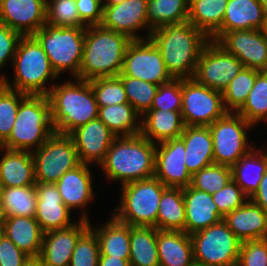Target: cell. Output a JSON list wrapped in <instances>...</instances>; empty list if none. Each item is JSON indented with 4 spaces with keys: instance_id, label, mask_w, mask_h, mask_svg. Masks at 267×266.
Listing matches in <instances>:
<instances>
[{
    "instance_id": "cell-1",
    "label": "cell",
    "mask_w": 267,
    "mask_h": 266,
    "mask_svg": "<svg viewBox=\"0 0 267 266\" xmlns=\"http://www.w3.org/2000/svg\"><path fill=\"white\" fill-rule=\"evenodd\" d=\"M150 39L159 48L167 71L173 78H193L200 53L210 40L190 22L152 30Z\"/></svg>"
},
{
    "instance_id": "cell-2",
    "label": "cell",
    "mask_w": 267,
    "mask_h": 266,
    "mask_svg": "<svg viewBox=\"0 0 267 266\" xmlns=\"http://www.w3.org/2000/svg\"><path fill=\"white\" fill-rule=\"evenodd\" d=\"M132 39L101 25L86 27L83 57L78 79L116 77L123 68L124 55Z\"/></svg>"
},
{
    "instance_id": "cell-3",
    "label": "cell",
    "mask_w": 267,
    "mask_h": 266,
    "mask_svg": "<svg viewBox=\"0 0 267 266\" xmlns=\"http://www.w3.org/2000/svg\"><path fill=\"white\" fill-rule=\"evenodd\" d=\"M156 144L141 134L115 137L100 163L110 180L126 184L155 175Z\"/></svg>"
},
{
    "instance_id": "cell-4",
    "label": "cell",
    "mask_w": 267,
    "mask_h": 266,
    "mask_svg": "<svg viewBox=\"0 0 267 266\" xmlns=\"http://www.w3.org/2000/svg\"><path fill=\"white\" fill-rule=\"evenodd\" d=\"M76 80V82H75ZM52 85L47 95L51 107V123L55 133L69 135L76 128L98 118L99 107L87 80L75 78Z\"/></svg>"
},
{
    "instance_id": "cell-5",
    "label": "cell",
    "mask_w": 267,
    "mask_h": 266,
    "mask_svg": "<svg viewBox=\"0 0 267 266\" xmlns=\"http://www.w3.org/2000/svg\"><path fill=\"white\" fill-rule=\"evenodd\" d=\"M14 81L11 83L5 75L0 82L6 87L27 95H48L51 88L47 81L58 77L51 66L47 54L33 35H23L13 58Z\"/></svg>"
},
{
    "instance_id": "cell-6",
    "label": "cell",
    "mask_w": 267,
    "mask_h": 266,
    "mask_svg": "<svg viewBox=\"0 0 267 266\" xmlns=\"http://www.w3.org/2000/svg\"><path fill=\"white\" fill-rule=\"evenodd\" d=\"M54 133L48 96L28 95L20 103L12 131L2 145L6 149L32 152Z\"/></svg>"
},
{
    "instance_id": "cell-7",
    "label": "cell",
    "mask_w": 267,
    "mask_h": 266,
    "mask_svg": "<svg viewBox=\"0 0 267 266\" xmlns=\"http://www.w3.org/2000/svg\"><path fill=\"white\" fill-rule=\"evenodd\" d=\"M86 27H58L45 23L33 36L59 76L70 71L77 78L83 57Z\"/></svg>"
},
{
    "instance_id": "cell-8",
    "label": "cell",
    "mask_w": 267,
    "mask_h": 266,
    "mask_svg": "<svg viewBox=\"0 0 267 266\" xmlns=\"http://www.w3.org/2000/svg\"><path fill=\"white\" fill-rule=\"evenodd\" d=\"M166 188L155 176L123 184L120 206L111 216L130 226L156 228L159 202Z\"/></svg>"
},
{
    "instance_id": "cell-9",
    "label": "cell",
    "mask_w": 267,
    "mask_h": 266,
    "mask_svg": "<svg viewBox=\"0 0 267 266\" xmlns=\"http://www.w3.org/2000/svg\"><path fill=\"white\" fill-rule=\"evenodd\" d=\"M190 237L195 262L207 266H237L242 242L223 220Z\"/></svg>"
},
{
    "instance_id": "cell-10",
    "label": "cell",
    "mask_w": 267,
    "mask_h": 266,
    "mask_svg": "<svg viewBox=\"0 0 267 266\" xmlns=\"http://www.w3.org/2000/svg\"><path fill=\"white\" fill-rule=\"evenodd\" d=\"M36 183H56L80 164L73 139L54 133L38 149L32 150Z\"/></svg>"
},
{
    "instance_id": "cell-11",
    "label": "cell",
    "mask_w": 267,
    "mask_h": 266,
    "mask_svg": "<svg viewBox=\"0 0 267 266\" xmlns=\"http://www.w3.org/2000/svg\"><path fill=\"white\" fill-rule=\"evenodd\" d=\"M253 125L241 115L227 112L209 125L213 139L214 164L232 167L253 147L249 145L247 129ZM249 146V147H248Z\"/></svg>"
},
{
    "instance_id": "cell-12",
    "label": "cell",
    "mask_w": 267,
    "mask_h": 266,
    "mask_svg": "<svg viewBox=\"0 0 267 266\" xmlns=\"http://www.w3.org/2000/svg\"><path fill=\"white\" fill-rule=\"evenodd\" d=\"M226 113L221 91L201 85L194 78L182 79L184 126H209Z\"/></svg>"
},
{
    "instance_id": "cell-13",
    "label": "cell",
    "mask_w": 267,
    "mask_h": 266,
    "mask_svg": "<svg viewBox=\"0 0 267 266\" xmlns=\"http://www.w3.org/2000/svg\"><path fill=\"white\" fill-rule=\"evenodd\" d=\"M243 67L235 55L210 39L200 53L193 78L201 85L223 92Z\"/></svg>"
},
{
    "instance_id": "cell-14",
    "label": "cell",
    "mask_w": 267,
    "mask_h": 266,
    "mask_svg": "<svg viewBox=\"0 0 267 266\" xmlns=\"http://www.w3.org/2000/svg\"><path fill=\"white\" fill-rule=\"evenodd\" d=\"M121 73L156 85L173 79L159 48L151 39L132 40L124 55Z\"/></svg>"
},
{
    "instance_id": "cell-15",
    "label": "cell",
    "mask_w": 267,
    "mask_h": 266,
    "mask_svg": "<svg viewBox=\"0 0 267 266\" xmlns=\"http://www.w3.org/2000/svg\"><path fill=\"white\" fill-rule=\"evenodd\" d=\"M216 42L235 55L244 67L267 71V38L260 30L225 32Z\"/></svg>"
},
{
    "instance_id": "cell-16",
    "label": "cell",
    "mask_w": 267,
    "mask_h": 266,
    "mask_svg": "<svg viewBox=\"0 0 267 266\" xmlns=\"http://www.w3.org/2000/svg\"><path fill=\"white\" fill-rule=\"evenodd\" d=\"M185 154V143L180 137L156 144L154 176L166 187L191 185L192 175L187 170Z\"/></svg>"
},
{
    "instance_id": "cell-17",
    "label": "cell",
    "mask_w": 267,
    "mask_h": 266,
    "mask_svg": "<svg viewBox=\"0 0 267 266\" xmlns=\"http://www.w3.org/2000/svg\"><path fill=\"white\" fill-rule=\"evenodd\" d=\"M148 0H126L114 6H103L101 26L129 36L132 40L145 38L137 34L138 30L147 29L146 40L150 39L152 30L147 21Z\"/></svg>"
},
{
    "instance_id": "cell-18",
    "label": "cell",
    "mask_w": 267,
    "mask_h": 266,
    "mask_svg": "<svg viewBox=\"0 0 267 266\" xmlns=\"http://www.w3.org/2000/svg\"><path fill=\"white\" fill-rule=\"evenodd\" d=\"M87 213L83 212L78 223L44 233L39 257L44 266H69L79 237L90 227Z\"/></svg>"
},
{
    "instance_id": "cell-19",
    "label": "cell",
    "mask_w": 267,
    "mask_h": 266,
    "mask_svg": "<svg viewBox=\"0 0 267 266\" xmlns=\"http://www.w3.org/2000/svg\"><path fill=\"white\" fill-rule=\"evenodd\" d=\"M47 0H0V20L22 35H33L46 23Z\"/></svg>"
},
{
    "instance_id": "cell-20",
    "label": "cell",
    "mask_w": 267,
    "mask_h": 266,
    "mask_svg": "<svg viewBox=\"0 0 267 266\" xmlns=\"http://www.w3.org/2000/svg\"><path fill=\"white\" fill-rule=\"evenodd\" d=\"M69 136L74 141L80 163L96 162L97 165L104 160L116 137L99 118L76 128Z\"/></svg>"
},
{
    "instance_id": "cell-21",
    "label": "cell",
    "mask_w": 267,
    "mask_h": 266,
    "mask_svg": "<svg viewBox=\"0 0 267 266\" xmlns=\"http://www.w3.org/2000/svg\"><path fill=\"white\" fill-rule=\"evenodd\" d=\"M35 187L37 206L34 218L44 233L76 223L71 221V210L63 203L55 183H36Z\"/></svg>"
},
{
    "instance_id": "cell-22",
    "label": "cell",
    "mask_w": 267,
    "mask_h": 266,
    "mask_svg": "<svg viewBox=\"0 0 267 266\" xmlns=\"http://www.w3.org/2000/svg\"><path fill=\"white\" fill-rule=\"evenodd\" d=\"M183 199L186 215L184 232L188 235L215 225L224 218L218 211L211 194L207 192L189 185L183 188Z\"/></svg>"
},
{
    "instance_id": "cell-23",
    "label": "cell",
    "mask_w": 267,
    "mask_h": 266,
    "mask_svg": "<svg viewBox=\"0 0 267 266\" xmlns=\"http://www.w3.org/2000/svg\"><path fill=\"white\" fill-rule=\"evenodd\" d=\"M223 221L241 242L267 238V212L250 198Z\"/></svg>"
},
{
    "instance_id": "cell-24",
    "label": "cell",
    "mask_w": 267,
    "mask_h": 266,
    "mask_svg": "<svg viewBox=\"0 0 267 266\" xmlns=\"http://www.w3.org/2000/svg\"><path fill=\"white\" fill-rule=\"evenodd\" d=\"M89 164L80 163L55 183L63 203L70 209L84 208L94 199Z\"/></svg>"
},
{
    "instance_id": "cell-25",
    "label": "cell",
    "mask_w": 267,
    "mask_h": 266,
    "mask_svg": "<svg viewBox=\"0 0 267 266\" xmlns=\"http://www.w3.org/2000/svg\"><path fill=\"white\" fill-rule=\"evenodd\" d=\"M180 138L185 143V164L191 175L214 164L209 126H185Z\"/></svg>"
},
{
    "instance_id": "cell-26",
    "label": "cell",
    "mask_w": 267,
    "mask_h": 266,
    "mask_svg": "<svg viewBox=\"0 0 267 266\" xmlns=\"http://www.w3.org/2000/svg\"><path fill=\"white\" fill-rule=\"evenodd\" d=\"M144 115L140 134L154 144L179 138L183 133L181 111L150 109Z\"/></svg>"
},
{
    "instance_id": "cell-27",
    "label": "cell",
    "mask_w": 267,
    "mask_h": 266,
    "mask_svg": "<svg viewBox=\"0 0 267 266\" xmlns=\"http://www.w3.org/2000/svg\"><path fill=\"white\" fill-rule=\"evenodd\" d=\"M159 266H190L193 262V245L190 235L183 231L157 229Z\"/></svg>"
},
{
    "instance_id": "cell-28",
    "label": "cell",
    "mask_w": 267,
    "mask_h": 266,
    "mask_svg": "<svg viewBox=\"0 0 267 266\" xmlns=\"http://www.w3.org/2000/svg\"><path fill=\"white\" fill-rule=\"evenodd\" d=\"M4 149L0 158V178L4 187L36 185L32 152Z\"/></svg>"
},
{
    "instance_id": "cell-29",
    "label": "cell",
    "mask_w": 267,
    "mask_h": 266,
    "mask_svg": "<svg viewBox=\"0 0 267 266\" xmlns=\"http://www.w3.org/2000/svg\"><path fill=\"white\" fill-rule=\"evenodd\" d=\"M2 232L29 257L40 255L44 232L34 217H8Z\"/></svg>"
},
{
    "instance_id": "cell-30",
    "label": "cell",
    "mask_w": 267,
    "mask_h": 266,
    "mask_svg": "<svg viewBox=\"0 0 267 266\" xmlns=\"http://www.w3.org/2000/svg\"><path fill=\"white\" fill-rule=\"evenodd\" d=\"M229 0H189L188 22L209 39L221 37V25Z\"/></svg>"
},
{
    "instance_id": "cell-31",
    "label": "cell",
    "mask_w": 267,
    "mask_h": 266,
    "mask_svg": "<svg viewBox=\"0 0 267 266\" xmlns=\"http://www.w3.org/2000/svg\"><path fill=\"white\" fill-rule=\"evenodd\" d=\"M253 148L244 154L232 167V180L251 198L267 171V151Z\"/></svg>"
},
{
    "instance_id": "cell-32",
    "label": "cell",
    "mask_w": 267,
    "mask_h": 266,
    "mask_svg": "<svg viewBox=\"0 0 267 266\" xmlns=\"http://www.w3.org/2000/svg\"><path fill=\"white\" fill-rule=\"evenodd\" d=\"M264 15L260 0H229L221 25V36L234 30H260Z\"/></svg>"
},
{
    "instance_id": "cell-33",
    "label": "cell",
    "mask_w": 267,
    "mask_h": 266,
    "mask_svg": "<svg viewBox=\"0 0 267 266\" xmlns=\"http://www.w3.org/2000/svg\"><path fill=\"white\" fill-rule=\"evenodd\" d=\"M108 222V223H107ZM98 238L100 255L129 259L130 225L118 221L114 216L105 225L93 230Z\"/></svg>"
},
{
    "instance_id": "cell-34",
    "label": "cell",
    "mask_w": 267,
    "mask_h": 266,
    "mask_svg": "<svg viewBox=\"0 0 267 266\" xmlns=\"http://www.w3.org/2000/svg\"><path fill=\"white\" fill-rule=\"evenodd\" d=\"M130 266H159L157 229L130 226Z\"/></svg>"
},
{
    "instance_id": "cell-35",
    "label": "cell",
    "mask_w": 267,
    "mask_h": 266,
    "mask_svg": "<svg viewBox=\"0 0 267 266\" xmlns=\"http://www.w3.org/2000/svg\"><path fill=\"white\" fill-rule=\"evenodd\" d=\"M185 221L183 188L167 187L159 202L156 229L184 232Z\"/></svg>"
},
{
    "instance_id": "cell-36",
    "label": "cell",
    "mask_w": 267,
    "mask_h": 266,
    "mask_svg": "<svg viewBox=\"0 0 267 266\" xmlns=\"http://www.w3.org/2000/svg\"><path fill=\"white\" fill-rule=\"evenodd\" d=\"M140 117L129 102L99 107L98 111V118L116 137L140 134L141 122L137 121Z\"/></svg>"
},
{
    "instance_id": "cell-37",
    "label": "cell",
    "mask_w": 267,
    "mask_h": 266,
    "mask_svg": "<svg viewBox=\"0 0 267 266\" xmlns=\"http://www.w3.org/2000/svg\"><path fill=\"white\" fill-rule=\"evenodd\" d=\"M189 0H148L147 21L151 30L188 21Z\"/></svg>"
},
{
    "instance_id": "cell-38",
    "label": "cell",
    "mask_w": 267,
    "mask_h": 266,
    "mask_svg": "<svg viewBox=\"0 0 267 266\" xmlns=\"http://www.w3.org/2000/svg\"><path fill=\"white\" fill-rule=\"evenodd\" d=\"M1 201L8 217H34L37 206L36 187H4Z\"/></svg>"
},
{
    "instance_id": "cell-39",
    "label": "cell",
    "mask_w": 267,
    "mask_h": 266,
    "mask_svg": "<svg viewBox=\"0 0 267 266\" xmlns=\"http://www.w3.org/2000/svg\"><path fill=\"white\" fill-rule=\"evenodd\" d=\"M259 70L243 67L223 90V105L227 112L236 113L252 90Z\"/></svg>"
},
{
    "instance_id": "cell-40",
    "label": "cell",
    "mask_w": 267,
    "mask_h": 266,
    "mask_svg": "<svg viewBox=\"0 0 267 266\" xmlns=\"http://www.w3.org/2000/svg\"><path fill=\"white\" fill-rule=\"evenodd\" d=\"M253 126L267 121V71H260L243 106L236 112Z\"/></svg>"
},
{
    "instance_id": "cell-41",
    "label": "cell",
    "mask_w": 267,
    "mask_h": 266,
    "mask_svg": "<svg viewBox=\"0 0 267 266\" xmlns=\"http://www.w3.org/2000/svg\"><path fill=\"white\" fill-rule=\"evenodd\" d=\"M118 77L124 84L128 102L142 117L151 109L153 98L155 97L159 85L145 82L134 77L125 76L122 73H120Z\"/></svg>"
},
{
    "instance_id": "cell-42",
    "label": "cell",
    "mask_w": 267,
    "mask_h": 266,
    "mask_svg": "<svg viewBox=\"0 0 267 266\" xmlns=\"http://www.w3.org/2000/svg\"><path fill=\"white\" fill-rule=\"evenodd\" d=\"M27 96V94L10 89L0 82V142L3 143L9 137L20 103Z\"/></svg>"
},
{
    "instance_id": "cell-43",
    "label": "cell",
    "mask_w": 267,
    "mask_h": 266,
    "mask_svg": "<svg viewBox=\"0 0 267 266\" xmlns=\"http://www.w3.org/2000/svg\"><path fill=\"white\" fill-rule=\"evenodd\" d=\"M232 180V169L226 165L211 164L192 175L191 186L213 194Z\"/></svg>"
},
{
    "instance_id": "cell-44",
    "label": "cell",
    "mask_w": 267,
    "mask_h": 266,
    "mask_svg": "<svg viewBox=\"0 0 267 266\" xmlns=\"http://www.w3.org/2000/svg\"><path fill=\"white\" fill-rule=\"evenodd\" d=\"M94 91L98 107L127 103L122 80L116 77H98L89 80Z\"/></svg>"
},
{
    "instance_id": "cell-45",
    "label": "cell",
    "mask_w": 267,
    "mask_h": 266,
    "mask_svg": "<svg viewBox=\"0 0 267 266\" xmlns=\"http://www.w3.org/2000/svg\"><path fill=\"white\" fill-rule=\"evenodd\" d=\"M46 23L58 27H87L79 18L75 0H47Z\"/></svg>"
},
{
    "instance_id": "cell-46",
    "label": "cell",
    "mask_w": 267,
    "mask_h": 266,
    "mask_svg": "<svg viewBox=\"0 0 267 266\" xmlns=\"http://www.w3.org/2000/svg\"><path fill=\"white\" fill-rule=\"evenodd\" d=\"M99 256V241L90 224V227L79 237L69 266H98Z\"/></svg>"
},
{
    "instance_id": "cell-47",
    "label": "cell",
    "mask_w": 267,
    "mask_h": 266,
    "mask_svg": "<svg viewBox=\"0 0 267 266\" xmlns=\"http://www.w3.org/2000/svg\"><path fill=\"white\" fill-rule=\"evenodd\" d=\"M181 108L182 78H173L171 81L159 85L151 109L181 111Z\"/></svg>"
},
{
    "instance_id": "cell-48",
    "label": "cell",
    "mask_w": 267,
    "mask_h": 266,
    "mask_svg": "<svg viewBox=\"0 0 267 266\" xmlns=\"http://www.w3.org/2000/svg\"><path fill=\"white\" fill-rule=\"evenodd\" d=\"M211 196L223 216L239 208L247 201L246 199H249L233 180H230L225 187Z\"/></svg>"
},
{
    "instance_id": "cell-49",
    "label": "cell",
    "mask_w": 267,
    "mask_h": 266,
    "mask_svg": "<svg viewBox=\"0 0 267 266\" xmlns=\"http://www.w3.org/2000/svg\"><path fill=\"white\" fill-rule=\"evenodd\" d=\"M237 266H267V238L243 241Z\"/></svg>"
},
{
    "instance_id": "cell-50",
    "label": "cell",
    "mask_w": 267,
    "mask_h": 266,
    "mask_svg": "<svg viewBox=\"0 0 267 266\" xmlns=\"http://www.w3.org/2000/svg\"><path fill=\"white\" fill-rule=\"evenodd\" d=\"M23 35L0 20V70L6 61H13L18 43Z\"/></svg>"
},
{
    "instance_id": "cell-51",
    "label": "cell",
    "mask_w": 267,
    "mask_h": 266,
    "mask_svg": "<svg viewBox=\"0 0 267 266\" xmlns=\"http://www.w3.org/2000/svg\"><path fill=\"white\" fill-rule=\"evenodd\" d=\"M80 20L86 25H100L103 17L101 0H75Z\"/></svg>"
},
{
    "instance_id": "cell-52",
    "label": "cell",
    "mask_w": 267,
    "mask_h": 266,
    "mask_svg": "<svg viewBox=\"0 0 267 266\" xmlns=\"http://www.w3.org/2000/svg\"><path fill=\"white\" fill-rule=\"evenodd\" d=\"M29 256L5 235L0 237V266H22Z\"/></svg>"
},
{
    "instance_id": "cell-53",
    "label": "cell",
    "mask_w": 267,
    "mask_h": 266,
    "mask_svg": "<svg viewBox=\"0 0 267 266\" xmlns=\"http://www.w3.org/2000/svg\"><path fill=\"white\" fill-rule=\"evenodd\" d=\"M250 199L267 212V171L260 181L259 189Z\"/></svg>"
},
{
    "instance_id": "cell-54",
    "label": "cell",
    "mask_w": 267,
    "mask_h": 266,
    "mask_svg": "<svg viewBox=\"0 0 267 266\" xmlns=\"http://www.w3.org/2000/svg\"><path fill=\"white\" fill-rule=\"evenodd\" d=\"M98 266H130L129 259L100 255Z\"/></svg>"
},
{
    "instance_id": "cell-55",
    "label": "cell",
    "mask_w": 267,
    "mask_h": 266,
    "mask_svg": "<svg viewBox=\"0 0 267 266\" xmlns=\"http://www.w3.org/2000/svg\"><path fill=\"white\" fill-rule=\"evenodd\" d=\"M22 266H44L42 259L38 257H28Z\"/></svg>"
},
{
    "instance_id": "cell-56",
    "label": "cell",
    "mask_w": 267,
    "mask_h": 266,
    "mask_svg": "<svg viewBox=\"0 0 267 266\" xmlns=\"http://www.w3.org/2000/svg\"><path fill=\"white\" fill-rule=\"evenodd\" d=\"M7 219H8V216H7L6 209L3 206V203L0 199V231H3L4 224L6 223Z\"/></svg>"
},
{
    "instance_id": "cell-57",
    "label": "cell",
    "mask_w": 267,
    "mask_h": 266,
    "mask_svg": "<svg viewBox=\"0 0 267 266\" xmlns=\"http://www.w3.org/2000/svg\"><path fill=\"white\" fill-rule=\"evenodd\" d=\"M126 0H102L103 6H114L120 4Z\"/></svg>"
},
{
    "instance_id": "cell-58",
    "label": "cell",
    "mask_w": 267,
    "mask_h": 266,
    "mask_svg": "<svg viewBox=\"0 0 267 266\" xmlns=\"http://www.w3.org/2000/svg\"><path fill=\"white\" fill-rule=\"evenodd\" d=\"M260 31L267 38V14L264 15V21Z\"/></svg>"
},
{
    "instance_id": "cell-59",
    "label": "cell",
    "mask_w": 267,
    "mask_h": 266,
    "mask_svg": "<svg viewBox=\"0 0 267 266\" xmlns=\"http://www.w3.org/2000/svg\"><path fill=\"white\" fill-rule=\"evenodd\" d=\"M260 4L263 7L264 13L267 14V0H260Z\"/></svg>"
},
{
    "instance_id": "cell-60",
    "label": "cell",
    "mask_w": 267,
    "mask_h": 266,
    "mask_svg": "<svg viewBox=\"0 0 267 266\" xmlns=\"http://www.w3.org/2000/svg\"><path fill=\"white\" fill-rule=\"evenodd\" d=\"M3 190H4V184H3V182H2V180L0 178V199L2 197Z\"/></svg>"
},
{
    "instance_id": "cell-61",
    "label": "cell",
    "mask_w": 267,
    "mask_h": 266,
    "mask_svg": "<svg viewBox=\"0 0 267 266\" xmlns=\"http://www.w3.org/2000/svg\"><path fill=\"white\" fill-rule=\"evenodd\" d=\"M190 266H207L205 264H201V263H197V262H193Z\"/></svg>"
},
{
    "instance_id": "cell-62",
    "label": "cell",
    "mask_w": 267,
    "mask_h": 266,
    "mask_svg": "<svg viewBox=\"0 0 267 266\" xmlns=\"http://www.w3.org/2000/svg\"><path fill=\"white\" fill-rule=\"evenodd\" d=\"M4 151V148H3V145H2V142H0V152H3Z\"/></svg>"
}]
</instances>
